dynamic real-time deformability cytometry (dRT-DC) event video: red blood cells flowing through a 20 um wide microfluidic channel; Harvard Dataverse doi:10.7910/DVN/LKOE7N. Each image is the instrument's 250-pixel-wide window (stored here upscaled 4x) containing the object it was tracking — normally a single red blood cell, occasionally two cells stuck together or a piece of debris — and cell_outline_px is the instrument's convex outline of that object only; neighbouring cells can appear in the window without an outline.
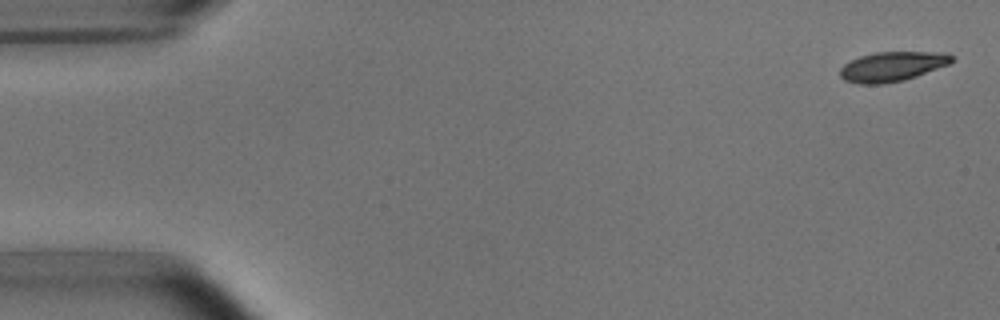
{"species": "common noctule bat (a hibernating species)", "species_latin": "Nyctalus noctula", "temperature_condition": "room temperature", "stored_images_in_passage": 4, "camera_frame_rate_fps": 3000, "um_per_image_px": 0.085, "animal": {"sex": "male", "body_mass_g": 15.6}, "frame": {"image": 1, "passage_image": 1, "time_ms": 0.0, "image_size_px": [1000, 320], "cell_outline_px": [[956, 60], [948, 64], [916, 76], [904, 80], [884, 84], [860, 84], [844, 80], [840, 76], [840, 68], [844, 64], [860, 56], [876, 52], [944, 52], [952, 56]], "centroid_in_image_um": [75.83, 5.65], "position_along_channel_um": 9.2, "area_um2": 19.25}}
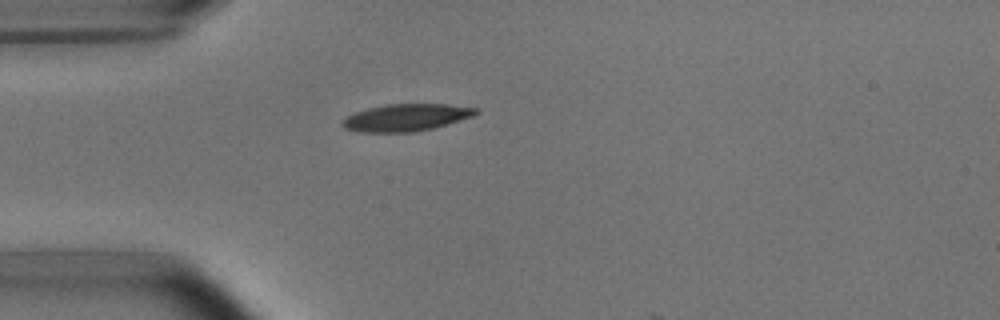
{"frame": {"image": 2, "passage_image": 4, "time_ms": 4.333, "image_size_px": [1000, 320], "cell_outline_px": [[480, 112], [472, 116], [432, 128], [412, 132], [360, 132], [344, 128], [340, 124], [348, 116], [356, 112], [368, 108], [384, 104], [448, 104], [476, 108]], "centroid_in_image_um": [34.5, 9.98], "position_along_channel_um": 50.5, "area_um2": 20.87}}